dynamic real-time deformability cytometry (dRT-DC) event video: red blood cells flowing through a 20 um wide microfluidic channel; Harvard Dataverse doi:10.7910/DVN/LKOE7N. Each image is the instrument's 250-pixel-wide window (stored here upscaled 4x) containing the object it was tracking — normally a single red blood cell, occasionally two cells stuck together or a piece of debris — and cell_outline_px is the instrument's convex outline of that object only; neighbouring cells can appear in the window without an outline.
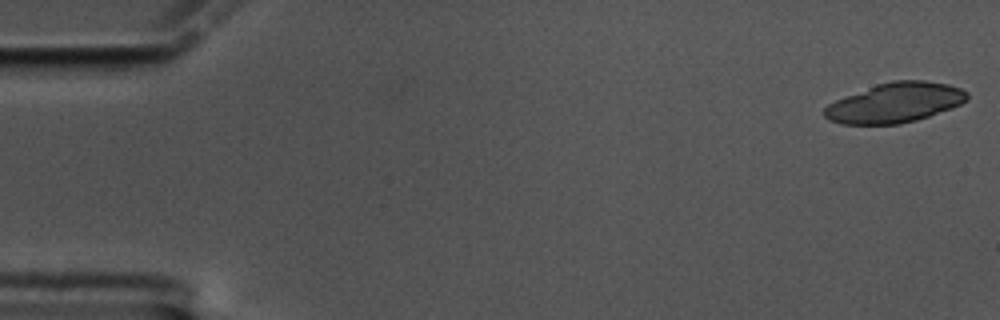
{"species": "common noctule bat (a hibernating species)", "species_latin": "Nyctalus noctula", "temperature_condition": "cold", "stored_images_in_passage": 16, "camera_frame_rate_fps": 3000, "um_per_image_px": 0.085, "animal": {"sex": "male", "body_mass_g": 17.5, "forearm_length_mm": 52.3}, "frame": {"image": 1, "passage_image": 1, "time_ms": 0.0, "image_size_px": [1000, 320], "cell_outline_px": [[968, 100], [952, 108], [916, 120], [900, 124], [840, 124], [828, 120], [824, 116], [824, 108], [828, 104], [836, 100], [876, 84], [892, 80], [924, 80], [948, 84], [960, 88], [968, 92]], "centroid_in_image_um": [76.08, 8.73], "position_along_channel_um": 8.9, "area_um2": 33.12}}